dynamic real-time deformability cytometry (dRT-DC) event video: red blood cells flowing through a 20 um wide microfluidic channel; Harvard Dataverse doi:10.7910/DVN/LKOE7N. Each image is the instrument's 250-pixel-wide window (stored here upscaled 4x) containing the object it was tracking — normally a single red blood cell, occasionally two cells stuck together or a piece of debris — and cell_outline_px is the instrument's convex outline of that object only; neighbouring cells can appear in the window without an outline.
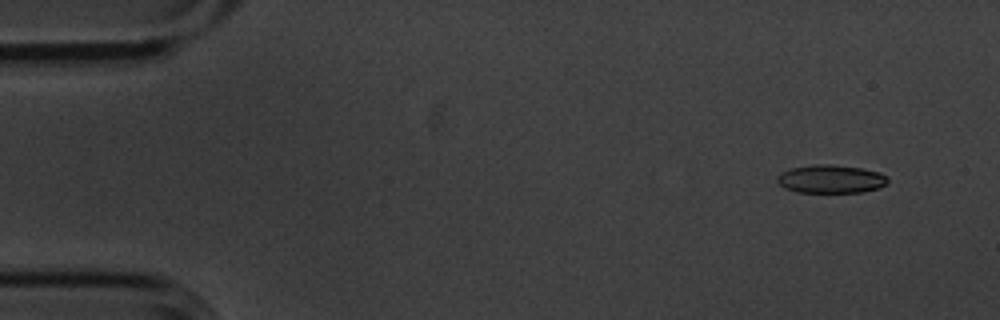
{"species": "common noctule bat (a hibernating species)", "species_latin": "Nyctalus noctula", "temperature_condition": "cold", "stored_images_in_passage": 9, "camera_frame_rate_fps": 3000, "um_per_image_px": 0.085, "animal": {"sex": "male", "body_mass_g": 20.1, "forearm_length_mm": 53.5}, "frame": {"image": 1, "passage_image": 1, "time_ms": 0.0, "image_size_px": [1000, 320], "cell_outline_px": [[888, 184], [880, 188], [864, 192], [796, 192], [784, 188], [776, 180], [776, 176], [780, 172], [792, 168], [816, 164], [828, 164], [860, 168], [880, 172], [888, 176]], "centroid_in_image_um": [70.64, 15.22], "position_along_channel_um": 14.4, "area_um2": 18.38}}
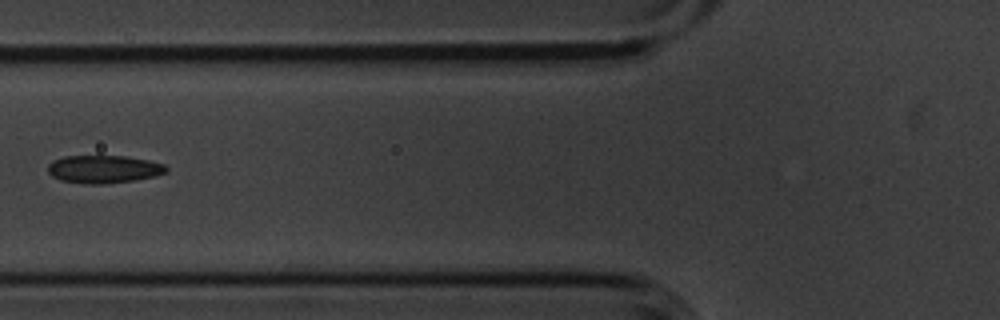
{"frame": {"image": 2, "passage_image": 6, "time_ms": 1.667, "image_size_px": [1000, 320], "cell_outline_px": [[168, 172], [156, 176], [136, 180], [104, 184], [84, 184], [60, 180], [52, 176], [48, 172], [48, 164], [52, 160], [64, 156], [124, 156], [148, 160], [164, 164], [168, 168]], "centroid_in_image_um": [8.82, 14.38], "position_along_channel_um": 117.0, "area_um2": 19.42}}
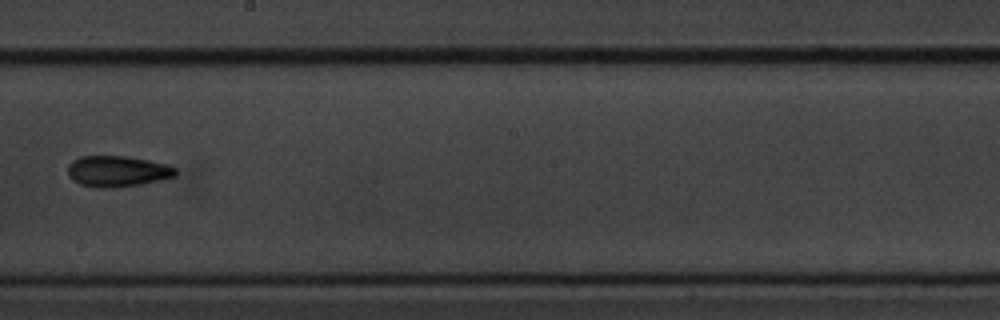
{"frame": {"image": 3, "passage_image": 9, "time_ms": 2.667, "image_size_px": [1000, 320], "cell_outline_px": [[176, 176], [160, 180], [140, 184], [108, 188], [96, 188], [80, 184], [72, 180], [68, 176], [68, 164], [72, 160], [80, 156], [124, 156], [148, 160], [168, 164], [176, 168]], "centroid_in_image_um": [9.95, 14.55], "position_along_channel_um": 238.2, "area_um2": 19.54}}